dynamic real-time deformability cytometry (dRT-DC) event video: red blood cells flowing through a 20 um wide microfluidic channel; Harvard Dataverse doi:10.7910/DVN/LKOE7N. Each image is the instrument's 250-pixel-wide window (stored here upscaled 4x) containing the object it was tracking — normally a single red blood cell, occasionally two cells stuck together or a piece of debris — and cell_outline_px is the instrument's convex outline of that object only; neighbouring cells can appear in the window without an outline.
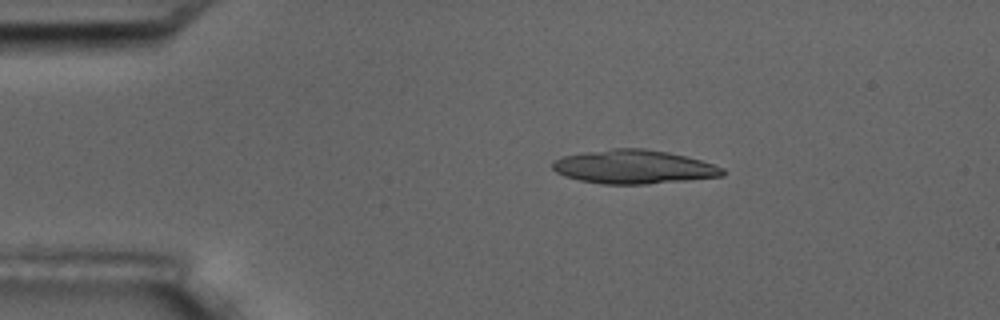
{"species": "common noctule bat (a hibernating species)", "species_latin": "Nyctalus noctula", "temperature_condition": "room temperature", "stored_images_in_passage": 3, "camera_frame_rate_fps": 3000, "um_per_image_px": 0.085, "animal": {"sex": "male", "body_mass_g": 17.5, "forearm_length_mm": 52.3}, "frame": {"image": 1, "passage_image": 2, "time_ms": 1.333, "image_size_px": [1000, 320], "cell_outline_px": [[728, 172], [724, 176], [644, 184], [604, 184], [580, 180], [564, 176], [556, 172], [552, 168], [552, 160], [560, 156], [584, 152], [612, 148], [644, 148], [668, 152], [700, 160], [724, 168]], "centroid_in_image_um": [53.84, 14.17], "position_along_channel_um": 31.2, "area_um2": 33.52}}